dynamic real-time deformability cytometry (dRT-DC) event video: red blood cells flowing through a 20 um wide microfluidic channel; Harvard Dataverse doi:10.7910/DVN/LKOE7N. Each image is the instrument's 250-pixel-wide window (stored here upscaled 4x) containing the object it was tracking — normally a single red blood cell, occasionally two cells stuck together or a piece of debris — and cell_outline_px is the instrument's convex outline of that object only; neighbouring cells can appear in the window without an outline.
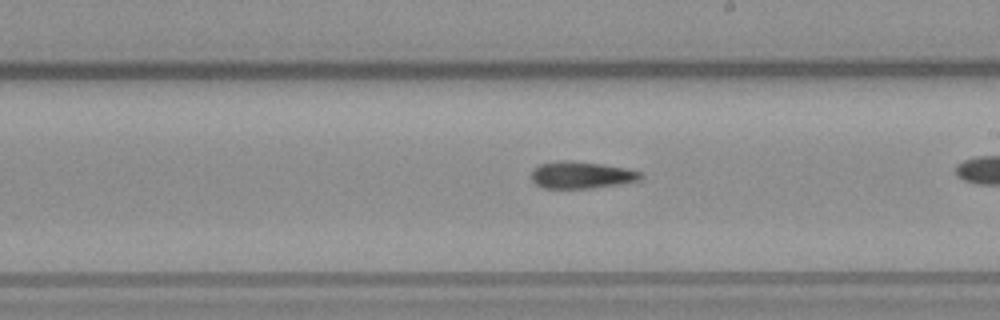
{"species": "common noctule bat (a hibernating species)", "species_latin": "Nyctalus noctula", "temperature_condition": "warm", "stored_images_in_passage": 35, "camera_frame_rate_fps": 3000, "um_per_image_px": 0.085, "animal": {"sex": "male", "body_mass_g": 23.1, "forearm_length_mm": 52.7}, "frame": {"image": 1, "passage_image": 25, "time_ms": 8.0, "image_size_px": [1000, 320], "cell_outline_px": [[644, 176], [640, 180], [620, 184], [592, 188], [544, 188], [536, 184], [532, 180], [532, 168], [540, 164], [560, 160], [572, 160], [604, 164], [628, 168], [644, 172]], "centroid_in_image_um": [49.47, 14.86], "position_along_channel_um": 239.5, "area_um2": 17.51}}